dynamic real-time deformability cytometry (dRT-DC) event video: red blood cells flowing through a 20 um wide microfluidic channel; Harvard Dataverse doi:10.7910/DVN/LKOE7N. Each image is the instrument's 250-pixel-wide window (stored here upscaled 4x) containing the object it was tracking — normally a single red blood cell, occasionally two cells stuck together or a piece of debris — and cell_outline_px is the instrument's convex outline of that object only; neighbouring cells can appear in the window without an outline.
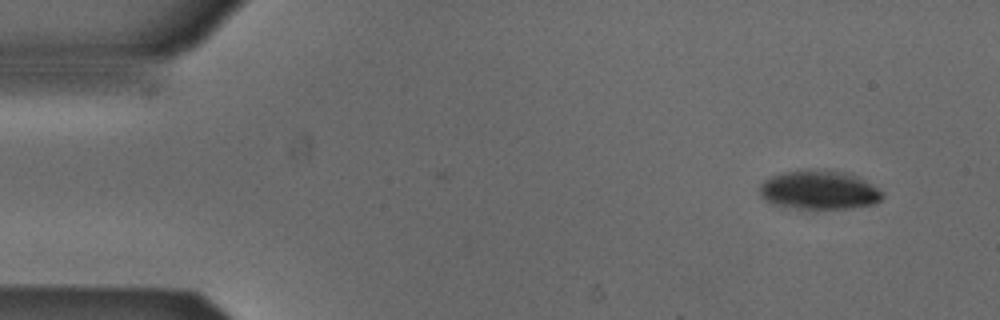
{"species": "Egyptian fruit bat (a non-hibernating species)", "species_latin": "Rousettus aegyptiacus", "temperature_condition": "cold", "stored_images_in_passage": 13, "camera_frame_rate_fps": 3000, "um_per_image_px": 0.085, "animal": {"sex": "male"}, "frame": {"image": 1, "passage_image": 1, "time_ms": 0.0, "image_size_px": [1000, 320], "cell_outline_px": [[884, 196], [876, 204], [852, 208], [800, 208], [772, 204], [764, 200], [756, 192], [760, 184], [764, 180], [772, 176], [788, 172], [844, 172], [860, 176], [884, 192]], "centroid_in_image_um": [69.65, 16.19], "position_along_channel_um": 15.4, "area_um2": 27.4}}
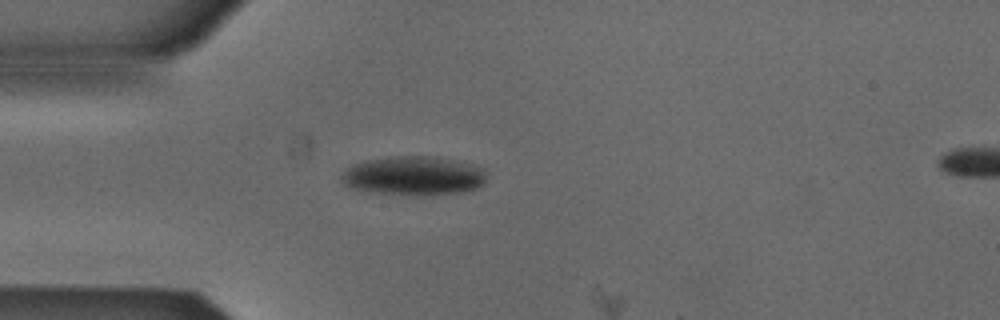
{"frame": {"image": 2, "passage_image": 11, "time_ms": 3.333, "image_size_px": [1000, 320], "cell_outline_px": [[488, 180], [480, 188], [464, 192], [424, 196], [416, 196], [372, 192], [348, 188], [340, 180], [340, 176], [352, 164], [368, 160], [400, 156], [424, 156], [452, 160], [472, 164], [484, 168], [488, 172]], "centroid_in_image_um": [35.22, 14.97], "position_along_channel_um": 49.8, "area_um2": 33.52}}